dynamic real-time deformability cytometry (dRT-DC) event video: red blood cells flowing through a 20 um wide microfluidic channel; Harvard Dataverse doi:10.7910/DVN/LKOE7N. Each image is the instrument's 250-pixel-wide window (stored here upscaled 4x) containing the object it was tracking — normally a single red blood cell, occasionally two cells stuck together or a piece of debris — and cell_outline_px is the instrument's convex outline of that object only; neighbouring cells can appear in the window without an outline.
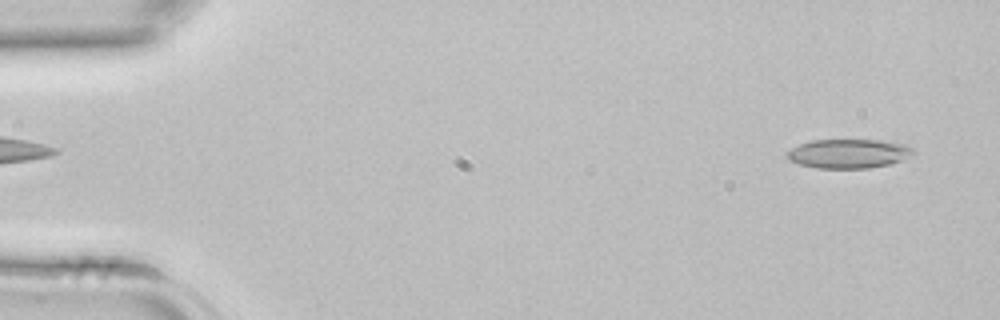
{"species": "common noctule bat (a hibernating species)", "species_latin": "Nyctalus noctula", "temperature_condition": "room temperature", "stored_images_in_passage": 42, "camera_frame_rate_fps": 3000, "um_per_image_px": 0.085, "animal": {"sex": "female", "body_mass_g": 22.7, "forearm_length_mm": 54.2}, "frame": {"image": 1, "passage_image": 2, "time_ms": 0.333, "image_size_px": [1000, 320], "cell_outline_px": [[916, 152], [912, 156], [888, 164], [868, 168], [816, 168], [800, 164], [788, 160], [788, 152], [792, 148], [800, 144], [812, 140], [884, 140], [904, 144], [912, 148]], "centroid_in_image_um": [72.16, 13.05], "position_along_channel_um": 12.8, "area_um2": 21.33}}
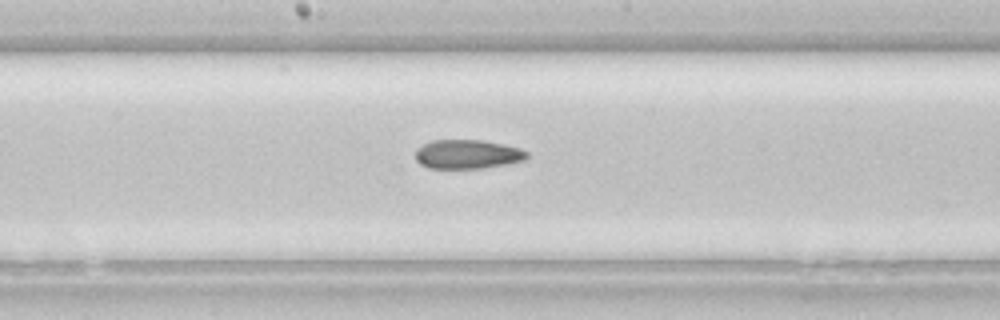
{"frame": {"image": 2, "passage_image": 22, "time_ms": 7.0, "image_size_px": [1000, 320], "cell_outline_px": [[528, 160], [480, 168], [428, 168], [420, 164], [416, 160], [416, 148], [432, 140], [484, 140], [520, 148], [528, 152]], "centroid_in_image_um": [39.74, 13.1], "position_along_channel_um": 208.5, "area_um2": 18.9}}
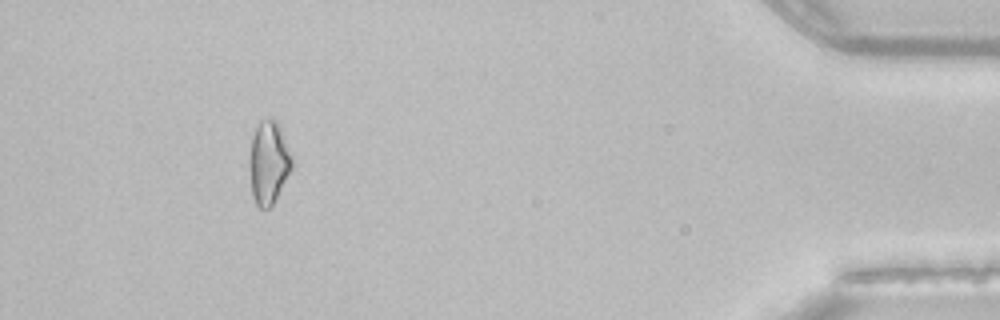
{"frame": {"image": 3, "passage_image": 39, "time_ms": 12.667, "image_size_px": [1000, 320], "cell_outline_px": [[296, 164], [276, 200], [268, 208], [260, 208], [256, 204], [252, 196], [248, 164], [248, 160], [252, 136], [260, 120], [276, 120], [292, 152]], "centroid_in_image_um": [22.86, 13.85], "position_along_channel_um": 412.3, "area_um2": 21.21}}